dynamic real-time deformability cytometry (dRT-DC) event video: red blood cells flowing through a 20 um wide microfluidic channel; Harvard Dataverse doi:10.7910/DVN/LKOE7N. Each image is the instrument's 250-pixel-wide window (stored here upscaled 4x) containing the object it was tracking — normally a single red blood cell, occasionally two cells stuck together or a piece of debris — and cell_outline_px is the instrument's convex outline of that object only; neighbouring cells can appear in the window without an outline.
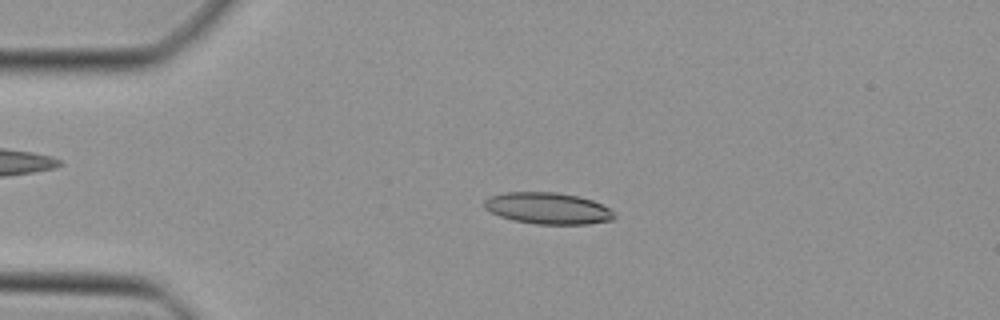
{"species": "Egyptian fruit bat (a non-hibernating species)", "species_latin": "Rousettus aegyptiacus", "temperature_condition": "cold", "stored_images_in_passage": 31, "camera_frame_rate_fps": 3000, "um_per_image_px": 0.085, "animal": {"sex": "female"}, "frame": {"image": 1, "passage_image": 10, "time_ms": 3.0, "image_size_px": [1000, 320], "cell_outline_px": [[616, 216], [612, 220], [588, 224], [536, 224], [512, 220], [500, 216], [484, 208], [484, 200], [492, 196], [508, 192], [556, 192], [580, 196], [592, 200], [616, 212]], "centroid_in_image_um": [46.6, 17.71], "position_along_channel_um": 38.4, "area_um2": 23.87}}
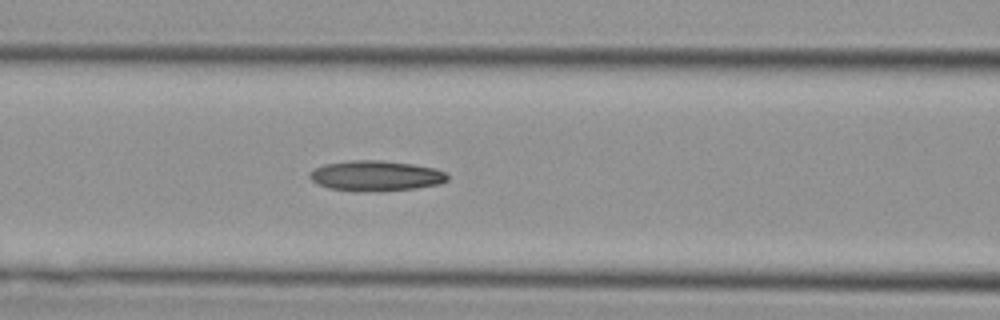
{"frame": {"image": 2, "passage_image": 19, "time_ms": 6.0, "image_size_px": [1000, 320], "cell_outline_px": [[448, 180], [440, 184], [416, 188], [352, 192], [328, 188], [316, 184], [308, 176], [308, 172], [312, 168], [324, 164], [352, 160], [380, 160], [412, 164], [436, 168], [444, 172], [448, 176]], "centroid_in_image_um": [31.88, 14.94], "position_along_channel_um": 134.7, "area_um2": 24.57}}
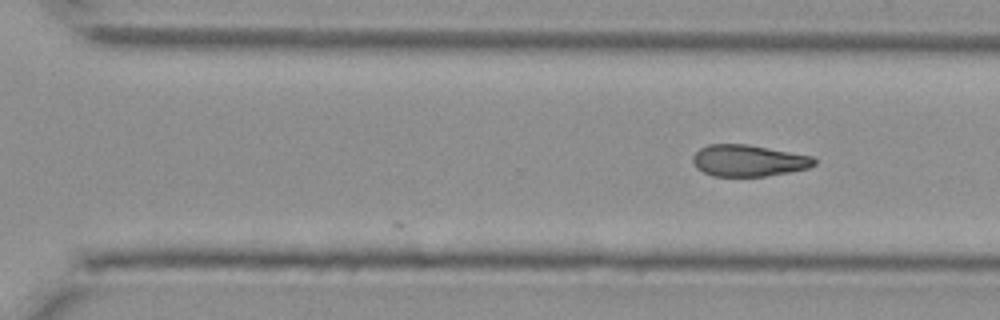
{"frame": {"image": 3, "passage_image": 31, "time_ms": 10.0, "image_size_px": [1000, 320], "cell_outline_px": [[816, 164], [808, 168], [788, 172], [764, 176], [712, 176], [696, 168], [692, 160], [692, 156], [700, 148], [708, 144], [748, 144], [812, 156], [816, 160]], "centroid_in_image_um": [63.6, 13.65], "position_along_channel_um": 307.0, "area_um2": 22.31}}